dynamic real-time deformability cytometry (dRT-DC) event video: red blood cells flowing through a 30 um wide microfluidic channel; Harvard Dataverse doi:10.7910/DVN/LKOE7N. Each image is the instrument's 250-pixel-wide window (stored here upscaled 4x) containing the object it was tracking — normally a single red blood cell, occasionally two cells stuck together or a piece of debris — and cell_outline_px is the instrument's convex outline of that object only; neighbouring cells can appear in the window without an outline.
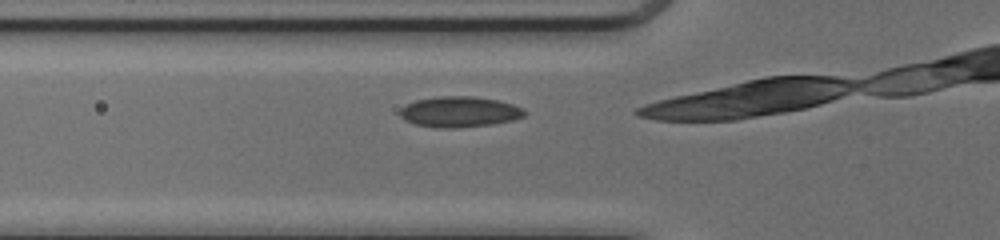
{"species": "common noctule bat (a hibernating species)", "species_latin": "Nyctalus noctula", "temperature_condition": "cold", "stored_images_in_passage": 7, "camera_frame_rate_fps": 3000, "um_per_image_px": 0.085, "animal": {"sex": "female", "body_mass_g": 17.0, "forearm_length_mm": 48.0}, "frame": {"image": 1, "passage_image": 4, "time_ms": 1.0, "image_size_px": [1000, 240], "cell_outline_px": [[524, 116], [512, 120], [492, 124], [452, 128], [440, 128], [416, 124], [404, 120], [400, 116], [400, 108], [416, 100], [440, 96], [472, 96], [496, 100], [512, 104], [524, 108]], "centroid_in_image_um": [39.04, 9.5], "position_along_channel_um": 86.8, "area_um2": 22.02}}